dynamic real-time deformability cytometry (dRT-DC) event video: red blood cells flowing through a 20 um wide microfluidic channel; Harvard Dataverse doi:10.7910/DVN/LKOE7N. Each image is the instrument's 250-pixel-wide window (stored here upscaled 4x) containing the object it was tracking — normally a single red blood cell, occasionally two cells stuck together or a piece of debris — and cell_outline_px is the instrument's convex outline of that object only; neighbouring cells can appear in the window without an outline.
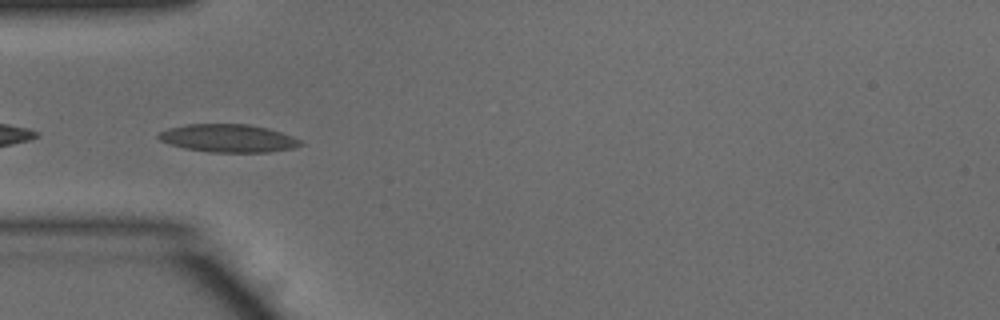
{"species": "common noctule bat (a hibernating species)", "species_latin": "Nyctalus noctula", "temperature_condition": "warm", "stored_images_in_passage": 44, "camera_frame_rate_fps": 3000, "um_per_image_px": 0.085, "animal": {"sex": "male", "body_mass_g": 15.6}, "frame": {"image": 1, "passage_image": 9, "time_ms": 2.667, "image_size_px": [1000, 320], "cell_outline_px": [[304, 144], [292, 148], [268, 152], [208, 152], [184, 148], [160, 140], [156, 136], [160, 132], [168, 128], [188, 124], [248, 124], [268, 128], [292, 136], [300, 140]], "centroid_in_image_um": [19.4, 11.75], "position_along_channel_um": 65.6, "area_um2": 23.0}}
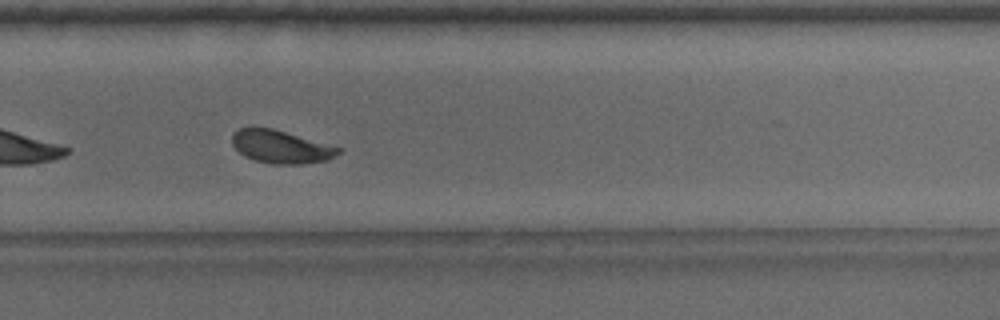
{"frame": {"image": 2, "passage_image": 27, "time_ms": 8.667, "image_size_px": [1000, 320], "cell_outline_px": [[344, 148], [336, 156], [328, 160], [300, 164], [272, 164], [256, 160], [244, 156], [232, 144], [232, 136], [240, 128], [272, 128]], "centroid_in_image_um": [23.93, 12.49], "position_along_channel_um": 305.9, "area_um2": 20.29}}
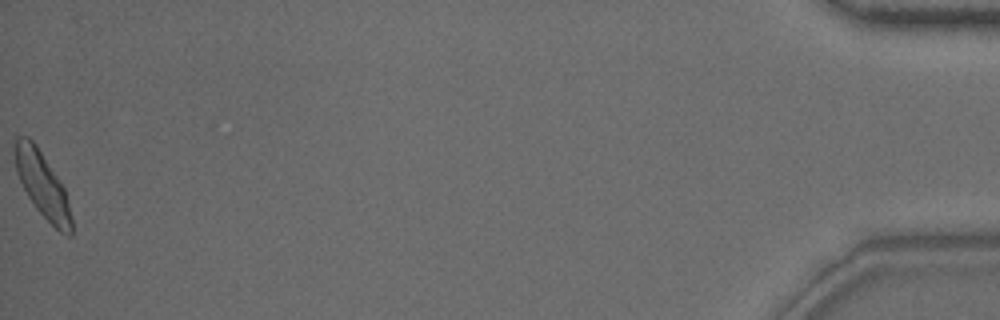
{"frame": {"image": 3, "passage_image": 44, "time_ms": 14.333, "image_size_px": [1000, 320], "cell_outline_px": [[72, 236], [68, 236], [60, 232], [36, 208], [28, 196], [16, 172], [16, 136], [28, 136], [36, 144], [60, 180], [64, 188], [72, 216]], "centroid_in_image_um": [3.64, 15.72], "position_along_channel_um": 431.6, "area_um2": 21.15}, "authors_computed_cell_mechanics": {"area_um2": 21.097, "velocity_mm_per_s": 4.0078, "shape_relaxation_time_tau1_ms": 2.4379, "shape_relaxation_time_tau2_ms": null, "deformation_change_tau1": 0.12, "deformation_change_tau2": null}}